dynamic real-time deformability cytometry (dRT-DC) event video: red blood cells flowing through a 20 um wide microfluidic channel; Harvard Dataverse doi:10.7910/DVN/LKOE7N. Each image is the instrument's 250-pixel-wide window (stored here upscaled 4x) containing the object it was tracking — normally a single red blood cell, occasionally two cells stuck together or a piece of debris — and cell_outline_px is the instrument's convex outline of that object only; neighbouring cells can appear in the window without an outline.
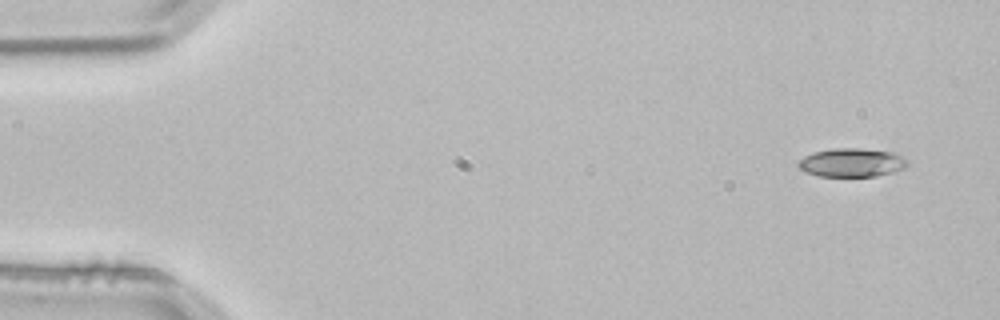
{"species": "common noctule bat (a hibernating species)", "species_latin": "Nyctalus noctula", "temperature_condition": "room temperature", "stored_images_in_passage": 3, "camera_frame_rate_fps": 3000, "um_per_image_px": 0.085, "animal": {"sex": "male", "body_mass_g": 21.5, "forearm_length_mm": 52.0}, "frame": {"image": 1, "passage_image": 1, "time_ms": 0.0, "image_size_px": [1000, 320], "cell_outline_px": [[908, 164], [904, 168], [892, 172], [876, 176], [820, 176], [808, 172], [800, 168], [796, 164], [804, 156], [812, 152], [836, 148], [856, 148], [892, 152], [908, 160]], "centroid_in_image_um": [72.39, 13.81], "position_along_channel_um": 12.6, "area_um2": 17.98}}
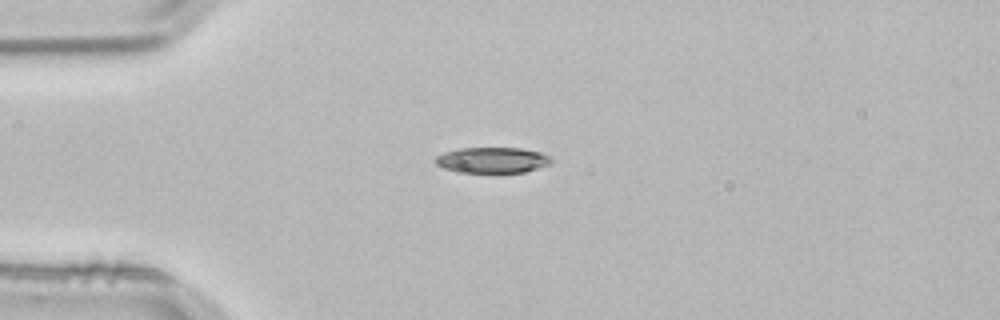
{"frame": {"image": 2, "passage_image": 3, "time_ms": 0.667, "image_size_px": [1000, 320], "cell_outline_px": [[552, 164], [524, 172], [456, 172], [444, 168], [436, 164], [436, 156], [444, 152], [460, 148], [520, 148], [540, 152], [552, 156]], "centroid_in_image_um": [41.88, 13.6], "position_along_channel_um": 43.1, "area_um2": 17.4}}